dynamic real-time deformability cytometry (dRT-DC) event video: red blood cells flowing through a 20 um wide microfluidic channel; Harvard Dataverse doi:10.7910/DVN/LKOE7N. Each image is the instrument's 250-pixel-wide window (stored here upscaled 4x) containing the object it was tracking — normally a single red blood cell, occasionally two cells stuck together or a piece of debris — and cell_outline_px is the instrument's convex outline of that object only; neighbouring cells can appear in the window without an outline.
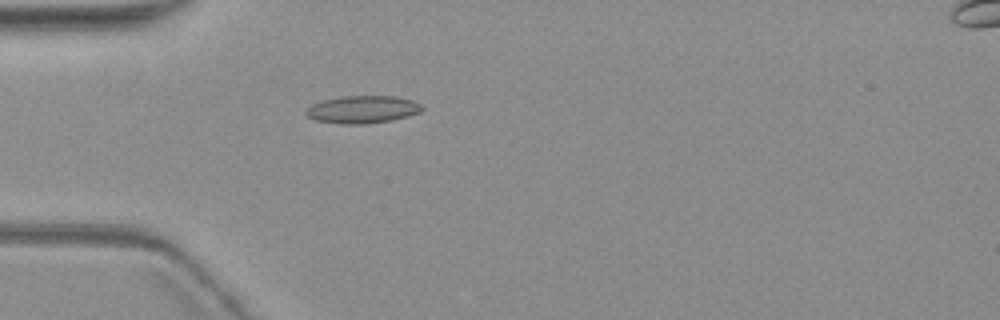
{"species": "common noctule bat (a hibernating species)", "species_latin": "Nyctalus noctula", "temperature_condition": "warm", "stored_images_in_passage": 4, "camera_frame_rate_fps": 3000, "um_per_image_px": 0.085, "animal": {"sex": "female", "body_mass_g": 19.3, "forearm_length_mm": 54.1}, "frame": {"image": 1, "passage_image": 4, "time_ms": 3.667, "image_size_px": [1000, 320], "cell_outline_px": [[424, 108], [420, 112], [408, 116], [392, 120], [364, 124], [340, 124], [316, 120], [308, 116], [304, 112], [312, 104], [324, 100], [344, 96], [396, 96], [412, 100], [420, 104]], "centroid_in_image_um": [30.83, 9.3], "position_along_channel_um": 54.2, "area_um2": 18.55}}